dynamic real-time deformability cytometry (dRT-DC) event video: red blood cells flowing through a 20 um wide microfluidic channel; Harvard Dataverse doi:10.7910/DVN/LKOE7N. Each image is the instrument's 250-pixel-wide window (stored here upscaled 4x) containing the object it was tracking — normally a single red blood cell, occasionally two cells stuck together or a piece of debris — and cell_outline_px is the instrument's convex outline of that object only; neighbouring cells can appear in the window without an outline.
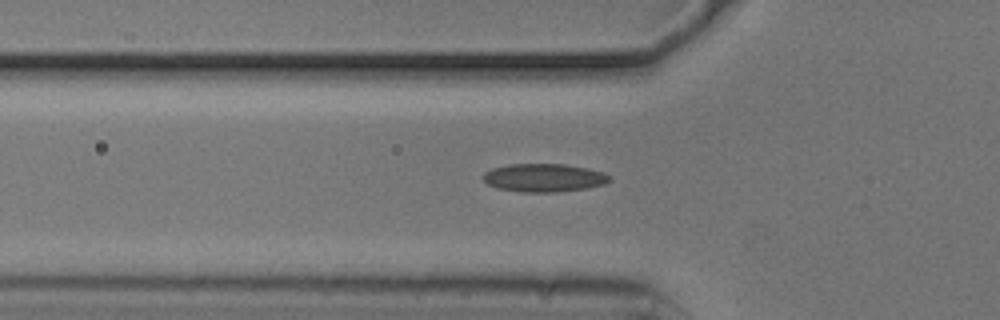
{"species": "common noctule bat (a hibernating species)", "species_latin": "Nyctalus noctula", "temperature_condition": "cold", "stored_images_in_passage": 43, "camera_frame_rate_fps": 3000, "um_per_image_px": 0.085, "animal": {"sex": "male", "body_mass_g": 20.5, "forearm_length_mm": 52.5}, "frame": {"image": 1, "passage_image": 12, "time_ms": 3.667, "image_size_px": [1000, 320], "cell_outline_px": [[612, 180], [604, 184], [588, 188], [556, 192], [520, 192], [496, 188], [488, 184], [484, 180], [484, 172], [492, 168], [508, 164], [564, 164], [588, 168], [604, 172]], "centroid_in_image_um": [46.24, 15.11], "position_along_channel_um": 79.6, "area_um2": 20.87}}
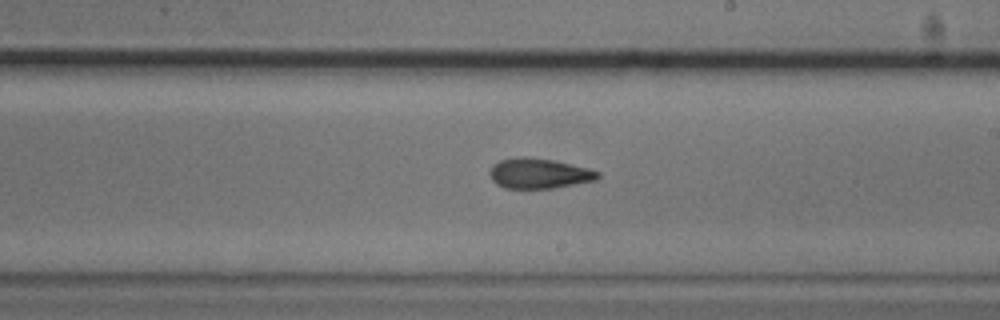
{"frame": {"image": 2, "passage_image": 25, "time_ms": 8.0, "image_size_px": [1000, 320], "cell_outline_px": [[600, 176], [596, 180], [556, 188], [504, 188], [496, 184], [492, 180], [488, 172], [492, 164], [500, 160], [516, 156], [524, 156], [552, 160], [588, 168], [600, 172]], "centroid_in_image_um": [45.78, 14.74], "position_along_channel_um": 243.2, "area_um2": 19.19}}
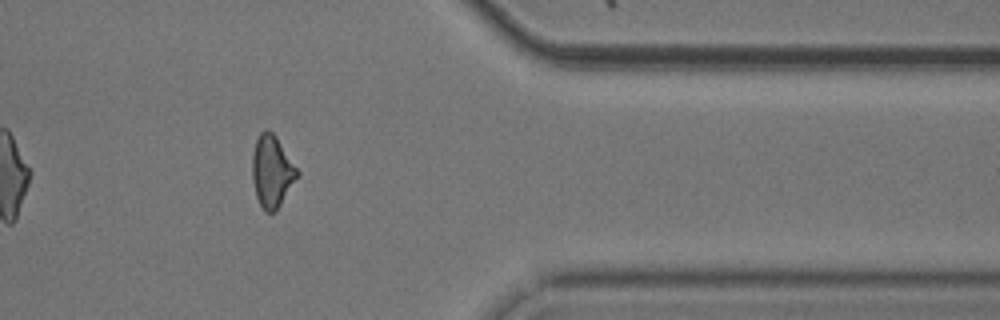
{"frame": {"image": 3, "passage_image": 38, "time_ms": 12.333, "image_size_px": [1000, 320], "cell_outline_px": [[300, 176], [276, 212], [264, 212], [256, 196], [252, 180], [252, 156], [256, 140], [260, 132], [264, 128], [268, 128], [276, 136], [300, 172]], "centroid_in_image_um": [23.13, 14.58], "position_along_channel_um": 388.3, "area_um2": 19.25}, "authors_computed_cell_mechanics": {"area_um2": 19.3052, "velocity_mm_per_s": 3.756, "shape_relaxation_time_tau1_ms": 11.388, "shape_relaxation_time_tau2_ms": 3.2697, "deformation_change_tau1": 0.1999, "deformation_change_tau2": 0.1067}}